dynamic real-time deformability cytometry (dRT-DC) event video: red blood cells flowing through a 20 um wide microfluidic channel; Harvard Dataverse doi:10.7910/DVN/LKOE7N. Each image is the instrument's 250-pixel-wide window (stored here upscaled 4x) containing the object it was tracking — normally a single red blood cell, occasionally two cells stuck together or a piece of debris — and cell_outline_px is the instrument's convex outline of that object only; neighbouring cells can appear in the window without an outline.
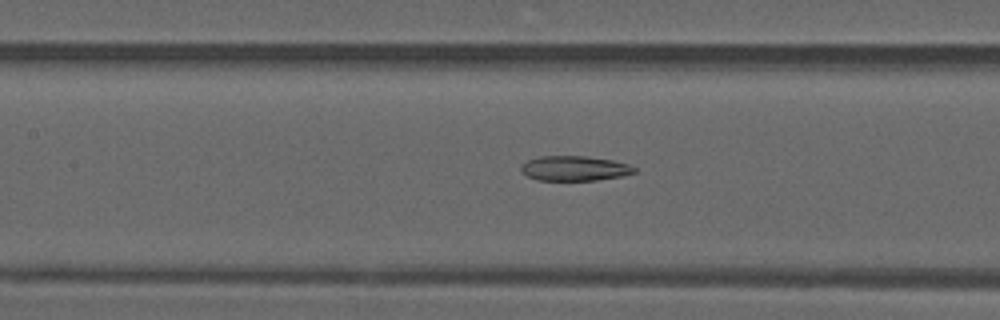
{"species": "common noctule bat (a hibernating species)", "species_latin": "Nyctalus noctula", "temperature_condition": "warm", "stored_images_in_passage": 50, "camera_frame_rate_fps": 3000, "um_per_image_px": 0.085, "animal": {"sex": "male", "forearm_length_mm": 52.5}, "frame": {"image": 1, "passage_image": 23, "time_ms": 7.333, "image_size_px": [1000, 320], "cell_outline_px": [[636, 172], [620, 176], [596, 180], [536, 180], [520, 172], [520, 164], [528, 160], [540, 156], [588, 156], [612, 160], [628, 164], [636, 168]], "centroid_in_image_um": [48.79, 14.3], "position_along_channel_um": 158.6, "area_um2": 16.47}}
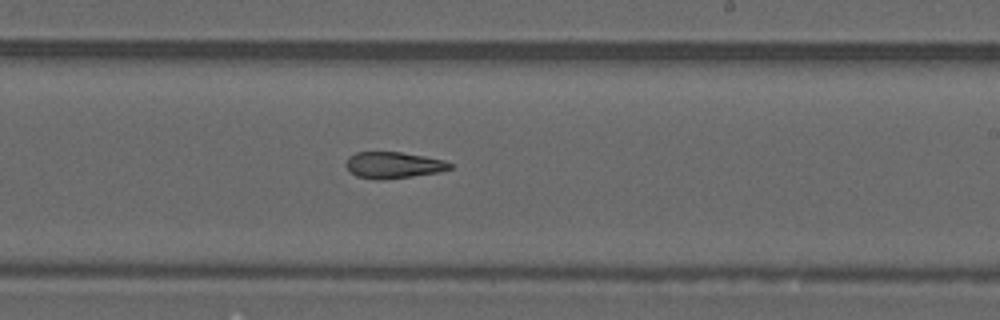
{"frame": {"image": 2, "passage_image": 30, "time_ms": 9.667, "image_size_px": [1000, 320], "cell_outline_px": [[452, 168], [440, 172], [412, 176], [376, 180], [356, 176], [348, 172], [344, 164], [348, 156], [356, 152], [400, 152], [424, 156], [444, 160], [452, 164]], "centroid_in_image_um": [33.39, 14.03], "position_along_channel_um": 255.6, "area_um2": 16.13}}
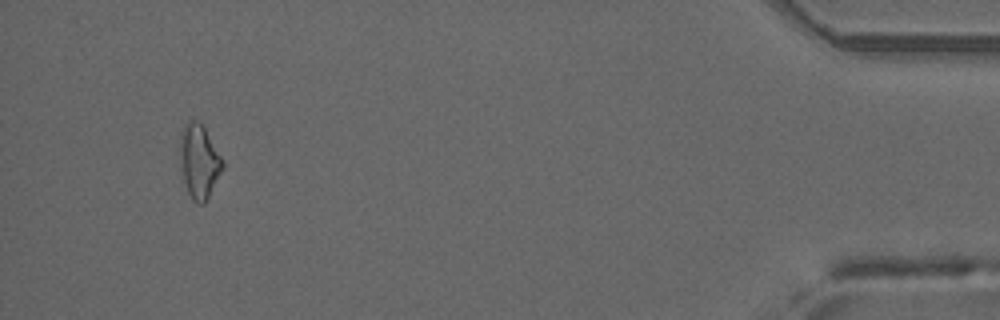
{"frame": {"image": 3, "passage_image": 47, "time_ms": 15.333, "image_size_px": [1000, 320], "cell_outline_px": [[224, 164], [204, 204], [196, 204], [192, 200], [188, 192], [184, 180], [180, 156], [180, 136], [184, 124], [188, 120], [196, 120], [204, 128], [224, 160]], "centroid_in_image_um": [16.91, 13.7], "position_along_channel_um": 418.3, "area_um2": 17.92}, "authors_computed_cell_mechanics": {"area_um2": 17.8313, "velocity_mm_per_s": 4.1727, "shape_relaxation_time_tau1_ms": null, "shape_relaxation_time_tau2_ms": 7.6922, "deformation_change_tau1": null, "deformation_change_tau2": 0.1973}}